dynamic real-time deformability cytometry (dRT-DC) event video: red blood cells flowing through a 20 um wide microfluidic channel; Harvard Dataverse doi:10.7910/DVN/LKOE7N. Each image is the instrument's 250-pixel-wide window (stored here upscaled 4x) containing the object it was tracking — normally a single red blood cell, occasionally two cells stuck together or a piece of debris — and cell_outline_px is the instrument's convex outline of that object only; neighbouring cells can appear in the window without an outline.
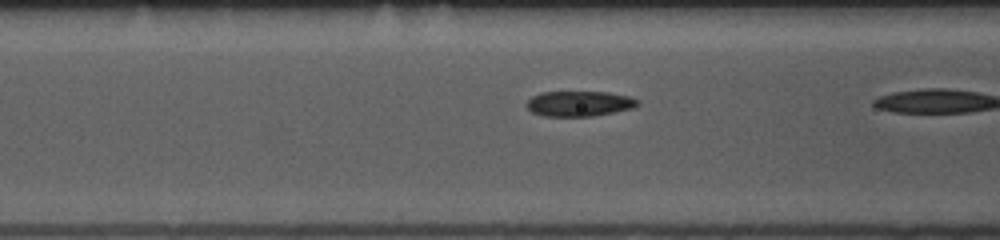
{"species": "common noctule bat (a hibernating species)", "species_latin": "Nyctalus noctula", "temperature_condition": "room temperature", "stored_images_in_passage": 22, "segment_of_instrument_passage": [2, 2], "camera_frame_rate_fps": 3000, "um_per_image_px": 0.085, "animal": {"sex": "female", "body_mass_g": 10.0, "forearm_length_mm": 53.1}, "frame": {"image": 1, "passage_image": 18, "time_ms": 5.667, "image_size_px": [1000, 240], "cell_outline_px": [[640, 104], [632, 108], [592, 116], [544, 116], [532, 112], [524, 104], [532, 96], [540, 92], [608, 92], [628, 96], [640, 100]], "centroid_in_image_um": [49.22, 8.8], "position_along_channel_um": 117.4, "area_um2": 16.36}}
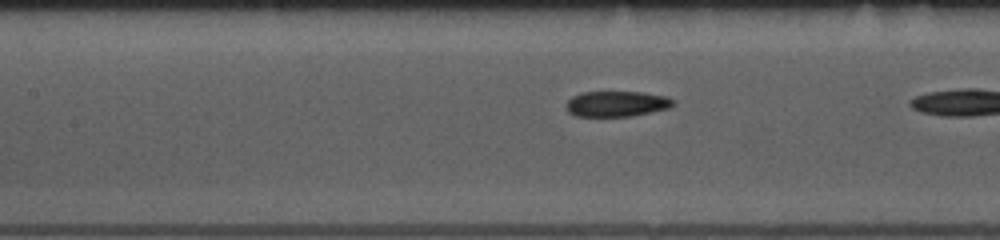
{"frame": {"image": 2, "passage_image": 21, "time_ms": 6.667, "image_size_px": [1000, 240], "cell_outline_px": [[676, 104], [668, 108], [632, 116], [576, 116], [568, 112], [564, 104], [572, 96], [584, 92], [640, 92], [668, 96], [676, 100]], "centroid_in_image_um": [52.43, 8.82], "position_along_channel_um": 155.0, "area_um2": 16.07}}